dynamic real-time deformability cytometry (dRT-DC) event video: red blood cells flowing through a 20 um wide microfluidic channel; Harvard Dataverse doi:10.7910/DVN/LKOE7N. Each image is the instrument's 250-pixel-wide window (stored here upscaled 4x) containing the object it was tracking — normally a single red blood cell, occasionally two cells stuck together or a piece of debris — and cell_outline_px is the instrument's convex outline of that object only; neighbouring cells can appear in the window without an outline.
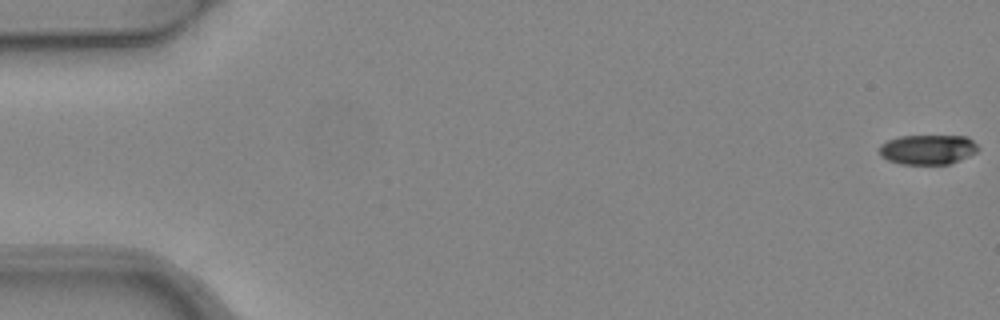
{"species": "common noctule bat (a hibernating species)", "species_latin": "Nyctalus noctula", "temperature_condition": "warm", "stored_images_in_passage": 5, "camera_frame_rate_fps": 3000, "um_per_image_px": 0.085, "animal": {"sex": "female", "body_mass_g": 24.6, "forearm_length_mm": 56.2}, "frame": {"image": 1, "passage_image": 1, "time_ms": 0.0, "image_size_px": [1000, 320], "cell_outline_px": [[980, 148], [976, 152], [968, 156], [948, 164], [904, 164], [888, 160], [880, 156], [880, 144], [888, 140], [900, 136], [968, 136]], "centroid_in_image_um": [78.86, 12.7], "position_along_channel_um": 6.1, "area_um2": 17.05}}
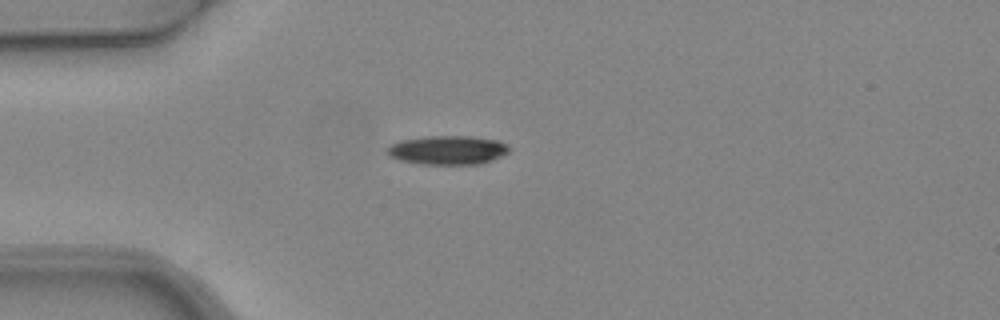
{"frame": {"image": 2, "passage_image": 4, "time_ms": 1.0, "image_size_px": [1000, 320], "cell_outline_px": [[508, 152], [492, 160], [480, 164], [424, 164], [400, 160], [388, 156], [388, 148], [392, 144], [400, 140], [428, 136], [472, 136], [500, 140], [508, 148]], "centroid_in_image_um": [38.05, 12.75], "position_along_channel_um": 46.9, "area_um2": 20.4}}